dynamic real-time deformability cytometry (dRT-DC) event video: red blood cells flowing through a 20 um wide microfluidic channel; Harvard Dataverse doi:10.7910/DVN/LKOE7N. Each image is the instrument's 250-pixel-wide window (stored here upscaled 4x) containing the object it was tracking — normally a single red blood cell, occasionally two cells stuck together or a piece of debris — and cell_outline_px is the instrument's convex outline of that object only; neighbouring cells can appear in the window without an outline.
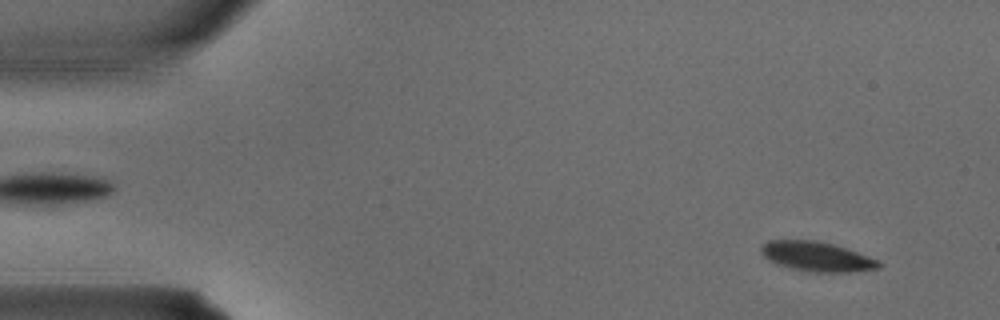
{"species": "common noctule bat (a hibernating species)", "species_latin": "Nyctalus noctula", "temperature_condition": "warm", "stored_images_in_passage": 4, "segment_of_instrument_passage": [2, 2], "camera_frame_rate_fps": 3000, "um_per_image_px": 0.085, "animal": {"sex": "male", "body_mass_g": 15.6}, "frame": {"image": 1, "passage_image": 4, "time_ms": 1.0, "image_size_px": [1000, 320], "cell_outline_px": [[884, 264], [880, 268], [856, 272], [812, 272], [792, 268], [780, 264], [764, 256], [760, 252], [760, 248], [768, 240], [816, 240], [848, 248], [880, 260]], "centroid_in_image_um": [69.53, 21.81], "position_along_channel_um": 15.5, "area_um2": 20.4}}